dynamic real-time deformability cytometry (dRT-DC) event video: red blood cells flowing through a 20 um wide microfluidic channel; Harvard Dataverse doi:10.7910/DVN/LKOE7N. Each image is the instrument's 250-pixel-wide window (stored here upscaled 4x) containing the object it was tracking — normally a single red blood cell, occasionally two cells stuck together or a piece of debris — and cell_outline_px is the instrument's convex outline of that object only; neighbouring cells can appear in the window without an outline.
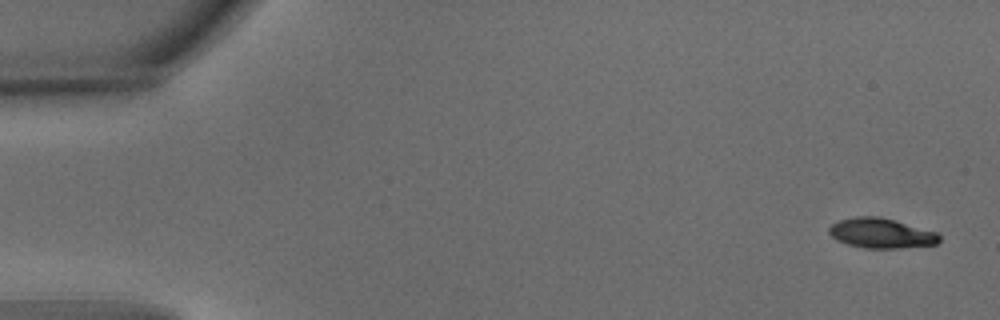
{"species": "common noctule bat (a hibernating species)", "species_latin": "Nyctalus noctula", "temperature_condition": "warm", "stored_images_in_passage": 5, "camera_frame_rate_fps": 3000, "um_per_image_px": 0.085, "animal": {"sex": "male", "body_mass_g": 15.6}, "frame": {"image": 1, "passage_image": 1, "time_ms": 0.0, "image_size_px": [1000, 320], "cell_outline_px": [[940, 240], [936, 244], [900, 248], [864, 248], [848, 244], [836, 240], [828, 232], [828, 228], [832, 224], [840, 220], [856, 216], [880, 216], [940, 232]], "centroid_in_image_um": [74.93, 19.81], "position_along_channel_um": 10.1, "area_um2": 19.42}}
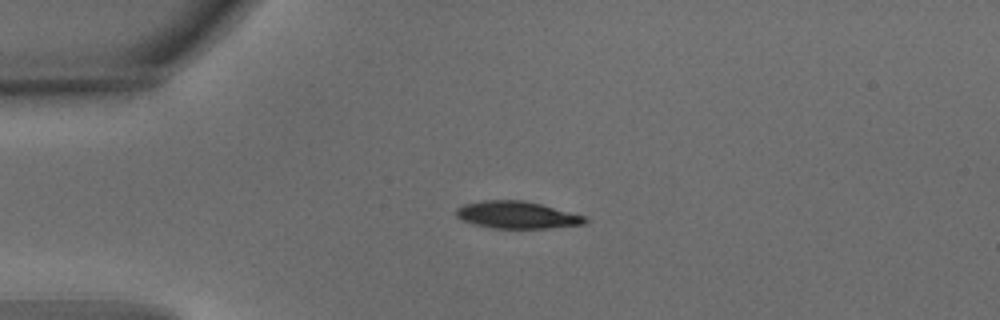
{"frame": {"image": 2, "passage_image": 4, "time_ms": 1.0, "image_size_px": [1000, 320], "cell_outline_px": [[588, 220], [584, 224], [548, 228], [492, 228], [472, 224], [456, 216], [456, 208], [464, 204], [484, 200], [524, 200], [588, 216]], "centroid_in_image_um": [43.96, 18.27], "position_along_channel_um": 41.0, "area_um2": 20.46}}